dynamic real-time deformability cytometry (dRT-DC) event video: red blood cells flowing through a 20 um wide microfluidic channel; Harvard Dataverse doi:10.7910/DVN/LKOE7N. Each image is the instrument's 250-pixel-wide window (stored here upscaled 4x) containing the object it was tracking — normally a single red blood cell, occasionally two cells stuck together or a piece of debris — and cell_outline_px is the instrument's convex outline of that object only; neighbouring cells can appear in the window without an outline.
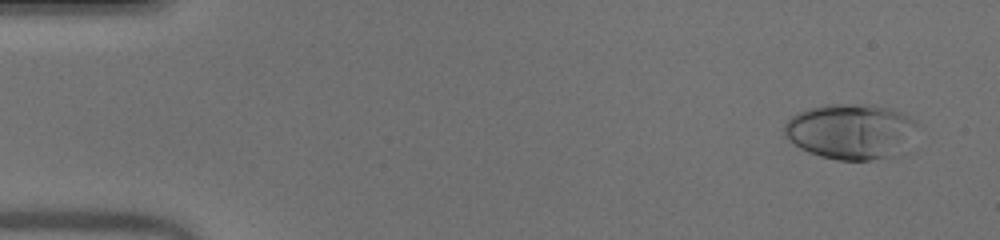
{"species": "human", "species_latin": "Homo sapiens", "temperature_condition": "warm", "stored_images_in_passage": 51, "camera_frame_rate_fps": 3000, "um_per_image_px": 0.085, "donor": {"sex": "male"}, "frame": {"image": 1, "passage_image": 3, "time_ms": 0.667, "image_size_px": [1000, 240], "cell_outline_px": [[916, 120], [892, 156], [872, 160], [836, 160], [820, 156], [808, 152], [800, 148], [788, 140], [784, 136], [784, 124], [796, 112], [808, 108], [824, 104], [872, 104], [892, 108]], "centroid_in_image_um": [72.13, 11.13], "position_along_channel_um": 12.9, "area_um2": 41.96}}
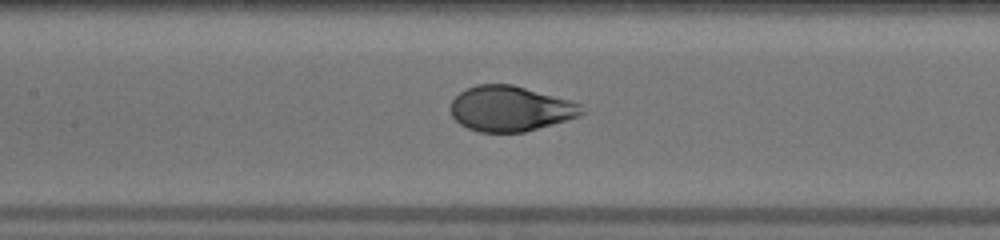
{"frame": {"image": 2, "passage_image": 24, "time_ms": 7.667, "image_size_px": [1000, 240], "cell_outline_px": [[588, 112], [580, 116], [524, 132], [480, 132], [468, 128], [460, 124], [452, 116], [448, 108], [452, 100], [460, 92], [476, 84], [512, 84], [568, 100], [580, 104]], "centroid_in_image_um": [43.36, 9.24], "position_along_channel_um": 164.0, "area_um2": 34.56}}
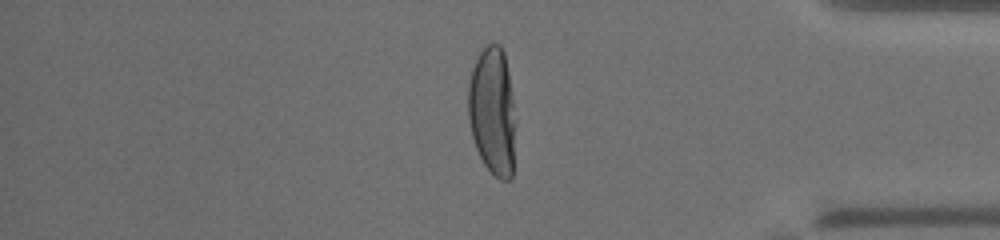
{"frame": {"image": 3, "passage_image": 43, "time_ms": 14.0, "image_size_px": [1000, 240], "cell_outline_px": [[516, 120], [512, 176], [508, 180], [500, 180], [484, 164], [476, 148], [472, 136], [468, 120], [468, 84], [472, 68], [480, 52], [488, 44], [500, 44], [504, 52], [508, 72]], "centroid_in_image_um": [41.86, 9.46], "position_along_channel_um": 393.3, "area_um2": 35.55}, "authors_computed_cell_mechanics": {"area_um2": 36.703, "velocity_mm_per_s": 4.0059, "shape_relaxation_time_tau1_ms": 4.6971, "shape_relaxation_time_tau2_ms": null, "deformation_change_tau1": 0.2459, "deformation_change_tau2": null}}